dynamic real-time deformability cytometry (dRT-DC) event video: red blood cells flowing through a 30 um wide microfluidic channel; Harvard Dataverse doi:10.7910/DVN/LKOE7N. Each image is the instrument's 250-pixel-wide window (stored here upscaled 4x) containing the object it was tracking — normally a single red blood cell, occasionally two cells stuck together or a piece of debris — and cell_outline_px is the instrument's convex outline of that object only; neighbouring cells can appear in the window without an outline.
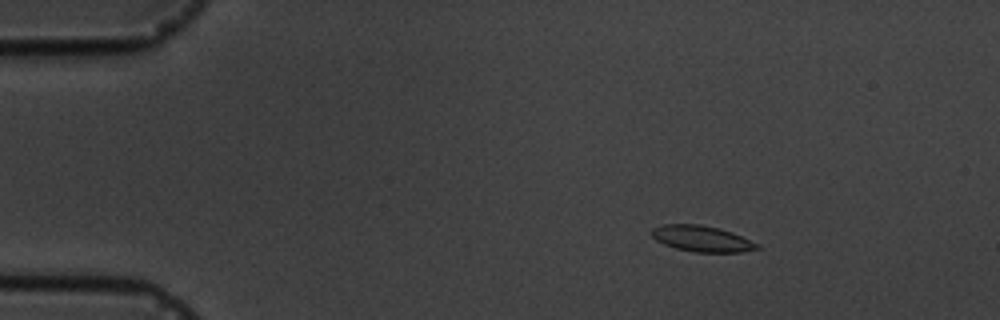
{"species": "common noctule bat (a hibernating species)", "species_latin": "Nyctalus noctula", "temperature_condition": "cold", "stored_images_in_passage": 14, "camera_frame_rate_fps": 3000, "um_per_image_px": 0.085, "animal": {"sex": "male", "body_mass_g": 19.5, "forearm_length_mm": 54.6}, "frame": {"image": 1, "passage_image": 1, "time_ms": 0.0, "image_size_px": [1000, 320], "cell_outline_px": [[764, 248], [740, 252], [692, 252], [676, 248], [664, 244], [656, 240], [648, 232], [652, 228], [660, 224], [700, 224], [720, 228], [732, 232], [760, 244]], "centroid_in_image_um": [59.66, 20.28], "position_along_channel_um": 25.3, "area_um2": 16.3}}
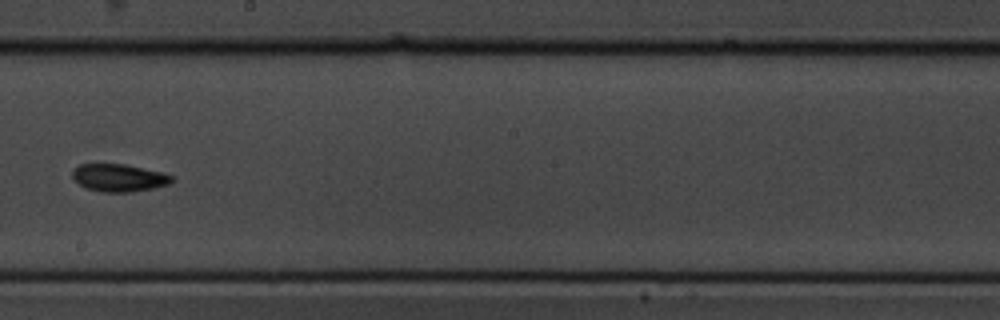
{"frame": {"image": 2, "passage_image": 7, "time_ms": 8.0, "image_size_px": [1000, 320], "cell_outline_px": [[172, 180], [168, 184], [152, 188], [132, 192], [100, 192], [84, 188], [72, 176], [72, 168], [80, 164], [124, 164], [164, 172], [172, 176]], "centroid_in_image_um": [10.08, 15.11], "position_along_channel_um": 238.1, "area_um2": 16.01}}
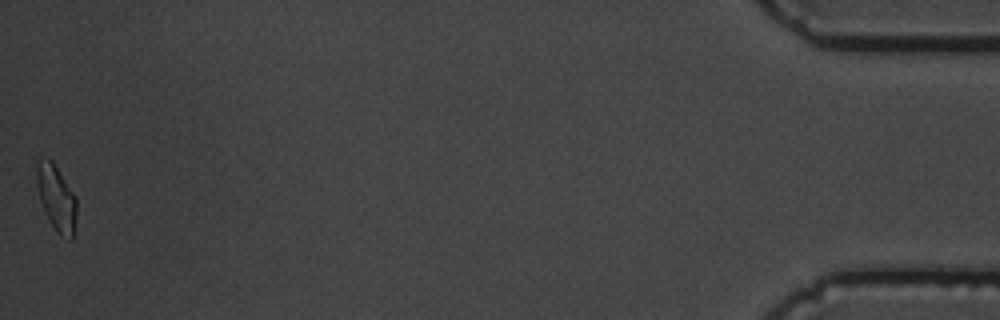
{"frame": {"image": 3, "passage_image": 14, "time_ms": 16.0, "image_size_px": [1000, 320], "cell_outline_px": [[76, 216], [72, 240], [68, 240], [60, 236], [56, 232], [44, 212], [40, 200], [36, 184], [36, 164], [40, 160], [52, 160], [76, 196]], "centroid_in_image_um": [4.79, 16.87], "position_along_channel_um": 430.4, "area_um2": 15.37}, "authors_computed_cell_mechanics": {"area_um2": 15.4615, "velocity_mm_per_s": 3.561, "shape_relaxation_time_tau1_ms": 2.3293, "shape_relaxation_time_tau2_ms": 2.2161, "deformation_change_tau1": 0.0772, "deformation_change_tau2": 0.05}}